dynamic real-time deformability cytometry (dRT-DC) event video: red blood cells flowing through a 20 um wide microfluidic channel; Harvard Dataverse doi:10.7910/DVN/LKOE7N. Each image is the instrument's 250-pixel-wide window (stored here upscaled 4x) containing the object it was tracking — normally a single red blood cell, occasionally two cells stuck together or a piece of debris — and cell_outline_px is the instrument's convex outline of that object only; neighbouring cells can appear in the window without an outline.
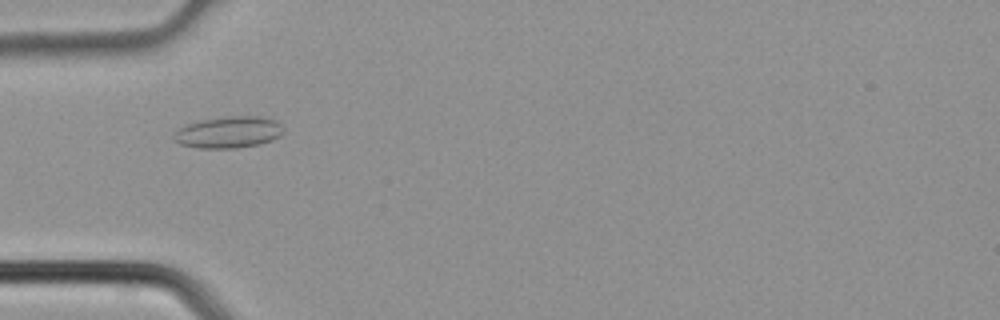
{"species": "common noctule bat (a hibernating species)", "species_latin": "Nyctalus noctula", "temperature_condition": "cold", "stored_images_in_passage": 1, "camera_frame_rate_fps": 3000, "um_per_image_px": 0.085, "animal": {"sex": "male", "body_mass_g": 21.5, "forearm_length_mm": 52.0}, "frame": {"image": 1, "passage_image": 1, "time_ms": 0.0, "image_size_px": [1000, 320], "cell_outline_px": [[284, 128], [280, 136], [272, 140], [260, 144], [236, 148], [196, 148], [180, 144], [172, 136], [180, 128], [188, 124], [200, 120], [232, 116], [260, 116], [276, 120]], "centroid_in_image_um": [19.46, 11.24], "position_along_channel_um": 65.5, "area_um2": 20.11}}